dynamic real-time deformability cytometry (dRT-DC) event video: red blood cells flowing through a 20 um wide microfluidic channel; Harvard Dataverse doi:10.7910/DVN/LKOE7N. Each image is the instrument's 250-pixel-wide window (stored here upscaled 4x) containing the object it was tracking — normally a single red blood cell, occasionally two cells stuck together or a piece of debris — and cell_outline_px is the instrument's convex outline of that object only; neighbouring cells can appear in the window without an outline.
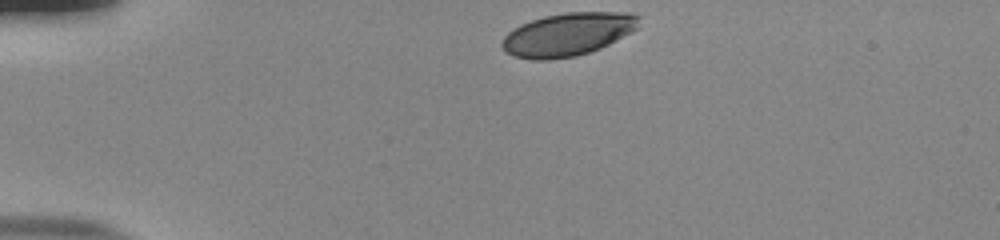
{"species": "human", "species_latin": "Homo sapiens", "temperature_condition": "room temperature", "stored_images_in_passage": 35, "camera_frame_rate_fps": 3000, "um_per_image_px": 0.085, "donor": {"sex": "male"}, "frame": {"image": 1, "passage_image": 1, "time_ms": 0.0, "image_size_px": [1000, 240], "cell_outline_px": [[640, 28], [600, 48], [576, 56], [548, 60], [532, 60], [512, 56], [504, 52], [500, 44], [504, 36], [508, 32], [520, 24], [544, 16], [568, 12], [628, 12], [640, 16]], "centroid_in_image_um": [48.26, 2.92], "position_along_channel_um": 36.7, "area_um2": 34.68}}
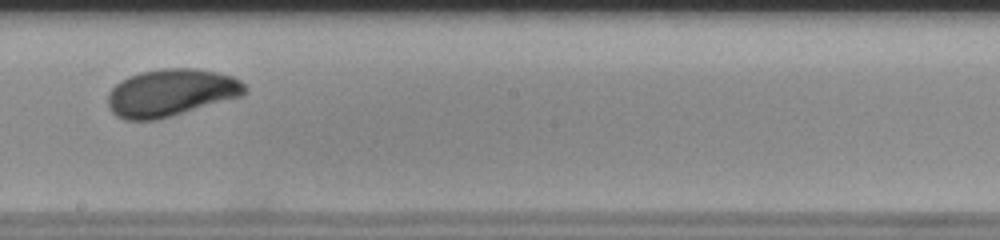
{"frame": {"image": 2, "passage_image": 21, "time_ms": 6.667, "image_size_px": [1000, 240], "cell_outline_px": [[248, 88], [244, 96], [172, 116], [156, 120], [124, 120], [116, 116], [108, 108], [108, 92], [116, 84], [128, 76], [140, 72], [160, 68], [196, 68], [216, 72], [232, 76], [240, 80]], "centroid_in_image_um": [14.54, 7.88], "position_along_channel_um": 233.7, "area_um2": 38.21}}
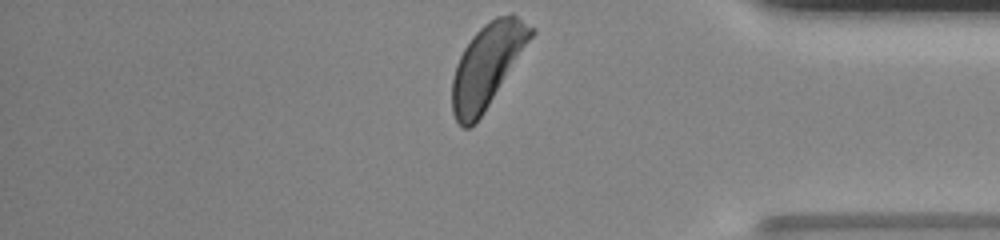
{"frame": {"image": 3, "passage_image": 35, "time_ms": 11.333, "image_size_px": [1000, 240], "cell_outline_px": [[536, 32], [484, 112], [476, 124], [468, 128], [464, 128], [456, 120], [452, 112], [452, 80], [456, 64], [464, 48], [472, 36], [484, 24], [496, 16], [512, 12], [536, 28]], "centroid_in_image_um": [41.43, 5.54], "position_along_channel_um": 393.8, "area_um2": 38.21}, "authors_computed_cell_mechanics": {"area_um2": 36.8764, "velocity_mm_per_s": 3.8011, "shape_relaxation_time_tau1_ms": 4.1548, "shape_relaxation_time_tau2_ms": null, "deformation_change_tau1": 0.1483, "deformation_change_tau2": null}}